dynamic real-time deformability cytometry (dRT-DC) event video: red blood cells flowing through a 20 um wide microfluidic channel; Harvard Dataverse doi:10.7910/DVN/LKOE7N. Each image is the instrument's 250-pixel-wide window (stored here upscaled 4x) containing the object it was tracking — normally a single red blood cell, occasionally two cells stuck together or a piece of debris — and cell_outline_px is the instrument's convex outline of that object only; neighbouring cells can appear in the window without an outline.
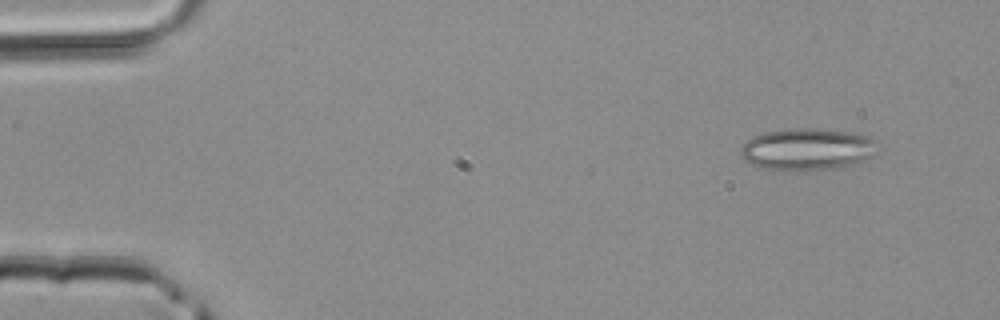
{"species": "common noctule bat (a hibernating species)", "species_latin": "Nyctalus noctula", "temperature_condition": "room temperature", "stored_images_in_passage": 3, "camera_frame_rate_fps": 3000, "um_per_image_px": 0.085, "animal": {"sex": "male", "body_mass_g": 20.4}, "frame": {"image": 1, "passage_image": 1, "time_ms": 0.0, "image_size_px": [1000, 320], "cell_outline_px": [[876, 152], [872, 156], [860, 164], [840, 168], [796, 172], [760, 168], [744, 160], [740, 156], [740, 148], [752, 136], [764, 132], [788, 128], [820, 128], [848, 132], [872, 136]], "centroid_in_image_um": [68.61, 12.71], "position_along_channel_um": 16.4, "area_um2": 34.33}}